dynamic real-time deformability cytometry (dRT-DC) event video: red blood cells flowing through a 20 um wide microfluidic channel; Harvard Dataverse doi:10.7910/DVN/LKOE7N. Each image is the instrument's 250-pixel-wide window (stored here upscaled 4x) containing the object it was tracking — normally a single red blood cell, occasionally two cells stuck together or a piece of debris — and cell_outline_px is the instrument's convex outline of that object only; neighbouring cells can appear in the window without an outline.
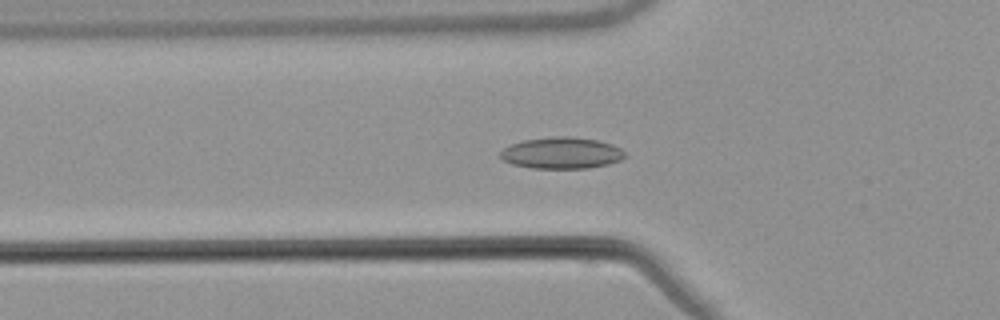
{"species": "common noctule bat (a hibernating species)", "species_latin": "Nyctalus noctula", "temperature_condition": "warm", "stored_images_in_passage": 51, "camera_frame_rate_fps": 3000, "um_per_image_px": 0.085, "animal": {"sex": "male", "body_mass_g": 21.5, "forearm_length_mm": 52.0}, "frame": {"image": 1, "passage_image": 16, "time_ms": 5.0, "image_size_px": [1000, 320], "cell_outline_px": [[628, 156], [620, 160], [608, 164], [588, 168], [532, 168], [512, 164], [504, 160], [500, 156], [500, 152], [504, 148], [512, 144], [524, 140], [552, 136], [572, 136], [600, 140], [612, 144], [620, 148]], "centroid_in_image_um": [47.77, 12.99], "position_along_channel_um": 78.0, "area_um2": 22.95}}
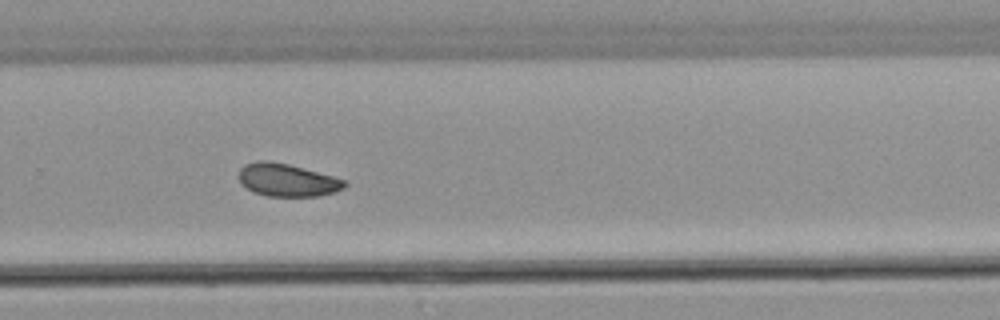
{"frame": {"image": 2, "passage_image": 34, "time_ms": 11.0, "image_size_px": [1000, 320], "cell_outline_px": [[348, 184], [344, 188], [336, 192], [320, 196], [268, 196], [252, 192], [240, 180], [240, 168], [244, 164], [256, 160], [268, 160], [288, 164], [332, 176], [344, 180]], "centroid_in_image_um": [24.42, 15.3], "position_along_channel_um": 305.4, "area_um2": 20.11}}
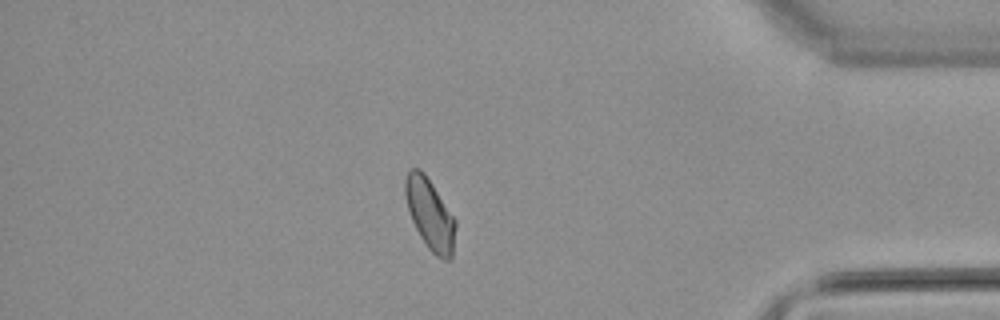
{"frame": {"image": 3, "passage_image": 44, "time_ms": 14.333, "image_size_px": [1000, 320], "cell_outline_px": [[456, 228], [452, 256], [448, 260], [444, 260], [436, 256], [428, 248], [420, 236], [412, 220], [408, 208], [404, 192], [404, 180], [408, 172], [412, 168], [420, 168], [424, 172], [456, 220]], "centroid_in_image_um": [36.55, 18.2], "position_along_channel_um": 398.7, "area_um2": 20.63}}